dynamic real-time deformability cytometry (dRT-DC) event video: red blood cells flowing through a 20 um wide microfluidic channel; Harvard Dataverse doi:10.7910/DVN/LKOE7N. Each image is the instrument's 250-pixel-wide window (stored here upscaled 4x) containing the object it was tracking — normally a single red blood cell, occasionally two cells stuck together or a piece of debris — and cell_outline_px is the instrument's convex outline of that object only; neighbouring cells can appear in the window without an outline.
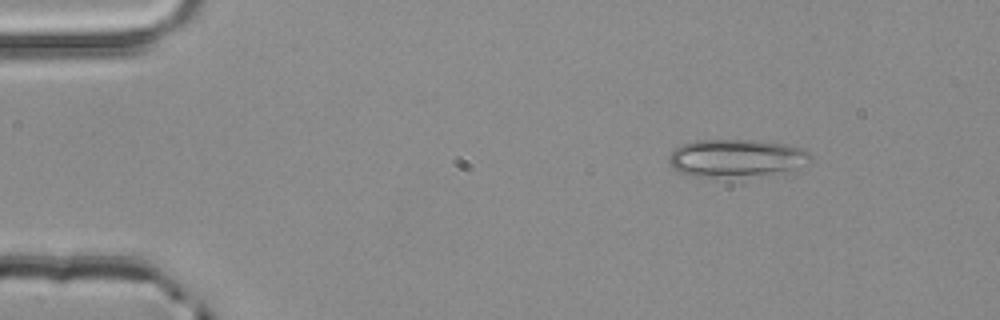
{"species": "common noctule bat (a hibernating species)", "species_latin": "Nyctalus noctula", "temperature_condition": "room temperature", "stored_images_in_passage": 3, "camera_frame_rate_fps": 3000, "um_per_image_px": 0.085, "animal": {"sex": "male", "body_mass_g": 20.4}, "frame": {"image": 1, "passage_image": 1, "time_ms": 0.0, "image_size_px": [1000, 320], "cell_outline_px": [[812, 160], [788, 172], [716, 176], [692, 176], [680, 172], [672, 168], [668, 164], [668, 160], [672, 152], [680, 144], [696, 140], [752, 140], [788, 144], [804, 148], [812, 156]], "centroid_in_image_um": [62.59, 13.41], "position_along_channel_um": 22.4, "area_um2": 30.81}}
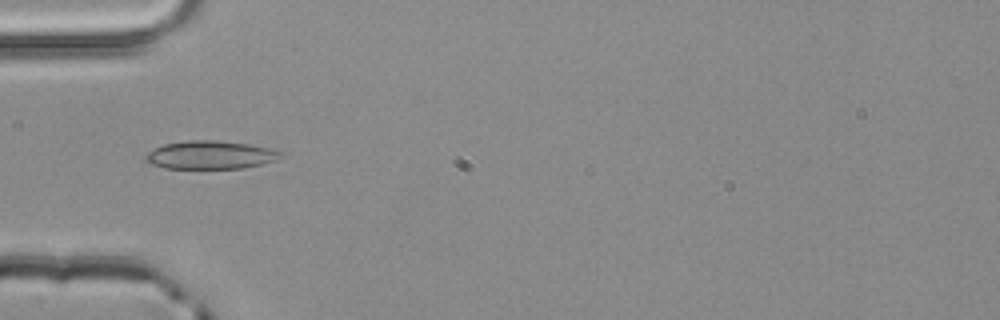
{"frame": {"image": 2, "passage_image": 3, "time_ms": 0.667, "image_size_px": [1000, 320], "cell_outline_px": [[284, 156], [276, 160], [244, 168], [164, 168], [152, 164], [144, 160], [144, 156], [148, 152], [164, 144], [188, 140], [216, 140], [248, 144], [268, 148], [284, 152]], "centroid_in_image_um": [17.89, 13.17], "position_along_channel_um": 67.1, "area_um2": 22.14}}